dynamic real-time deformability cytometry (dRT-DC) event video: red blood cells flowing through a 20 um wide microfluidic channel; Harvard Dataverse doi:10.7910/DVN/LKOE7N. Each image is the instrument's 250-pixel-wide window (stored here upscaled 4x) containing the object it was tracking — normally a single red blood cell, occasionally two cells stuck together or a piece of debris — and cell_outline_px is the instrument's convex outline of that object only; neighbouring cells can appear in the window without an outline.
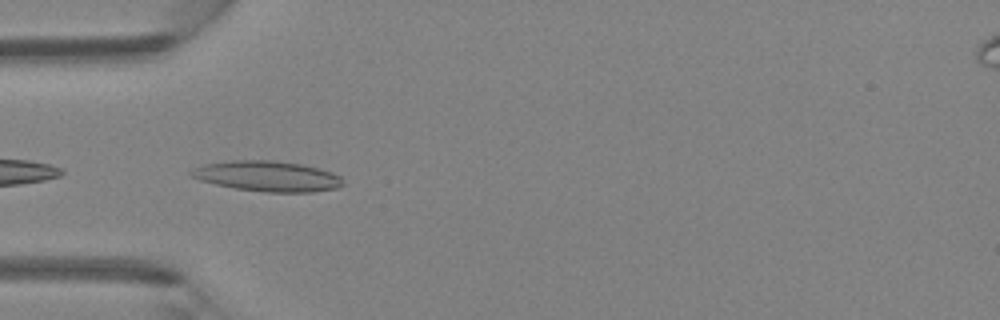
{"species": "Egyptian fruit bat (a non-hibernating species)", "species_latin": "Rousettus aegyptiacus", "temperature_condition": "room temperature", "stored_images_in_passage": 18, "camera_frame_rate_fps": 3000, "um_per_image_px": 0.085, "animal": {"sex": "female"}, "frame": {"image": 1, "passage_image": 13, "time_ms": 4.0, "image_size_px": [1000, 320], "cell_outline_px": [[344, 184], [336, 188], [312, 192], [268, 192], [236, 188], [216, 184], [200, 180], [192, 176], [188, 172], [192, 168], [204, 164], [232, 160], [272, 160], [300, 164], [332, 172], [340, 176]], "centroid_in_image_um": [22.71, 14.97], "position_along_channel_um": 62.3, "area_um2": 26.7}}